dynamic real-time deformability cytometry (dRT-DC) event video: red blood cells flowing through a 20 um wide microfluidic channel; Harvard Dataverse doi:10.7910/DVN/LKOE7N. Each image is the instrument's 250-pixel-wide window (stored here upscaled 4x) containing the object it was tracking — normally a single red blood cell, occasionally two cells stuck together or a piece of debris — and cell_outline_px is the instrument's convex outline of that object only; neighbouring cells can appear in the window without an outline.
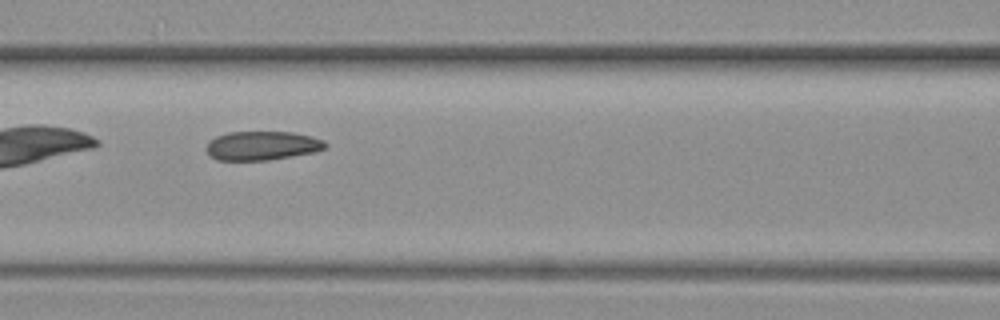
{"species": "common noctule bat (a hibernating species)", "species_latin": "Nyctalus noctula", "temperature_condition": "warm", "stored_images_in_passage": 9, "camera_frame_rate_fps": 3000, "um_per_image_px": 0.085, "animal": {"sex": "female", "body_mass_g": 19.3, "forearm_length_mm": 54.1}, "frame": {"image": 1, "passage_image": 9, "time_ms": 2.667, "image_size_px": [1000, 320], "cell_outline_px": [[328, 144], [324, 148], [316, 152], [268, 160], [216, 160], [204, 148], [208, 140], [216, 136], [228, 132], [292, 132], [312, 136], [324, 140]], "centroid_in_image_um": [22.27, 12.38], "position_along_channel_um": 144.3, "area_um2": 20.23}}